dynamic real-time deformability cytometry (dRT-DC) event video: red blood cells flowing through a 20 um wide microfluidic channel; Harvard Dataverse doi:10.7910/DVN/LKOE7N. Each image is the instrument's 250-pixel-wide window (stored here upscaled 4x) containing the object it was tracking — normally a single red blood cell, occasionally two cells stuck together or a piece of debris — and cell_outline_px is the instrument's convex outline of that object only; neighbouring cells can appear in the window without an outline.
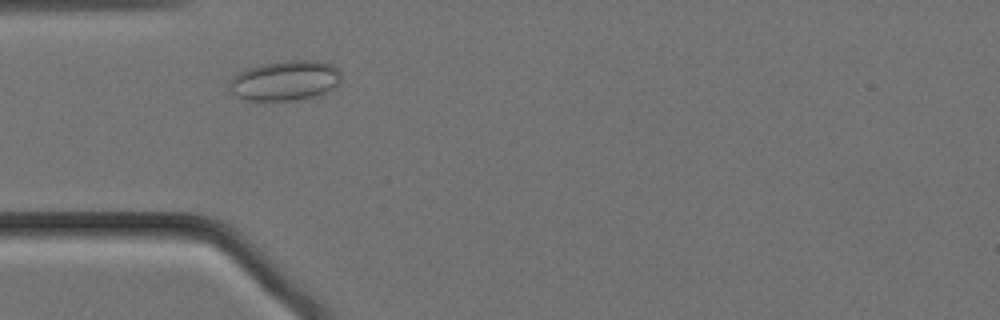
{"species": "Egyptian fruit bat (a non-hibernating species)", "species_latin": "Rousettus aegyptiacus", "temperature_condition": "cold", "stored_images_in_passage": 49, "camera_frame_rate_fps": 3000, "um_per_image_px": 0.085, "animal": {"sex": "female"}, "frame": {"image": 1, "passage_image": 8, "time_ms": 2.333, "image_size_px": [1000, 320], "cell_outline_px": [[340, 80], [332, 88], [324, 92], [312, 96], [292, 100], [248, 100], [236, 96], [232, 92], [228, 84], [232, 76], [248, 68], [260, 64], [288, 60], [320, 60], [332, 64], [340, 72]], "centroid_in_image_um": [24.21, 6.82], "position_along_channel_um": 60.8, "area_um2": 25.84}}
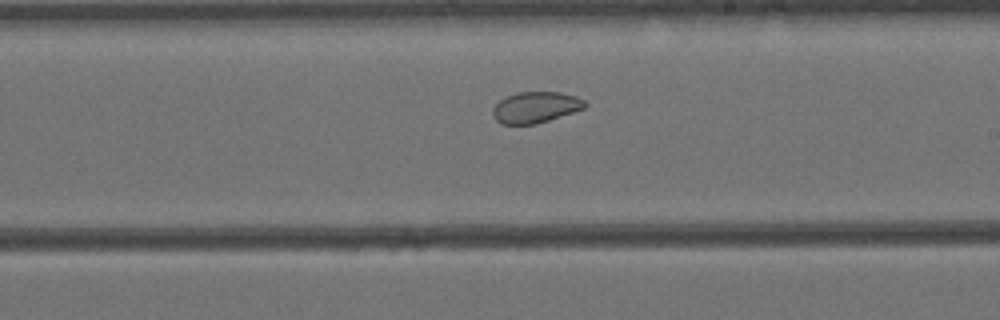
{"frame": {"image": 2, "passage_image": 24, "time_ms": 7.667, "image_size_px": [1000, 320], "cell_outline_px": [[588, 104], [584, 108], [536, 124], [500, 124], [492, 116], [492, 108], [500, 100], [516, 92], [560, 92], [576, 96], [584, 100]], "centroid_in_image_um": [45.5, 9.12], "position_along_channel_um": 243.5, "area_um2": 16.65}}
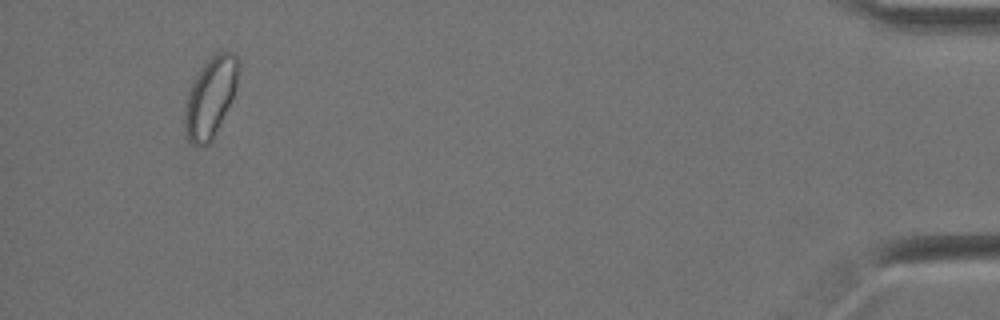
{"frame": {"image": 3, "passage_image": 46, "time_ms": 15.0, "image_size_px": [1000, 320], "cell_outline_px": [[236, 88], [212, 140], [208, 144], [192, 144], [188, 140], [184, 128], [184, 112], [188, 92], [196, 76], [204, 64], [216, 52], [236, 52]], "centroid_in_image_um": [17.84, 8.28], "position_along_channel_um": 417.4, "area_um2": 24.1}, "authors_computed_cell_mechanics": {"area_um2": 20.3456, "velocity_mm_per_s": 3.4392, "shape_relaxation_time_tau1_ms": null, "shape_relaxation_time_tau2_ms": 1.808, "deformation_change_tau1": null, "deformation_change_tau2": 0.0527}}